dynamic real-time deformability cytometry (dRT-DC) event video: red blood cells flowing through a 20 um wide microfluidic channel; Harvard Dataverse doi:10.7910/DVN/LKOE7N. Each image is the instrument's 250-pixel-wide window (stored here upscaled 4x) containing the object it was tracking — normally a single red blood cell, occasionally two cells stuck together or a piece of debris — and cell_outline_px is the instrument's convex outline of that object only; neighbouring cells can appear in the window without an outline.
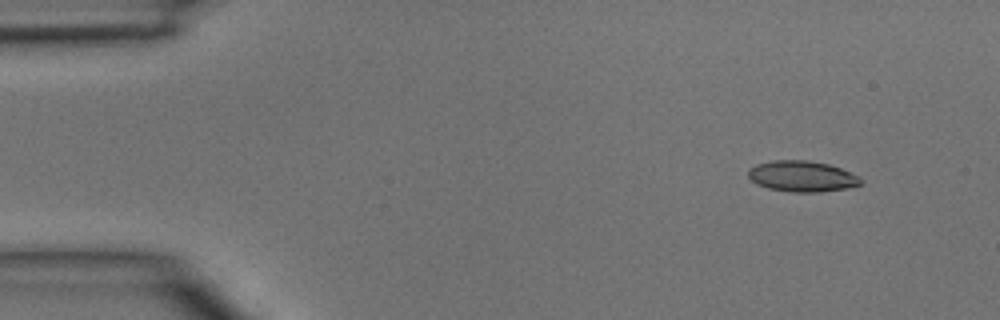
{"species": "common noctule bat (a hibernating species)", "species_latin": "Nyctalus noctula", "temperature_condition": "room temperature", "stored_images_in_passage": 2, "camera_frame_rate_fps": 3000, "um_per_image_px": 0.085, "animal": {"sex": "male", "body_mass_g": 15.6}, "frame": {"image": 1, "passage_image": 1, "time_ms": 0.0, "image_size_px": [1000, 320], "cell_outline_px": [[860, 184], [848, 188], [820, 192], [792, 192], [768, 188], [756, 184], [748, 176], [748, 168], [756, 164], [772, 160], [808, 160], [828, 164], [840, 168], [860, 176]], "centroid_in_image_um": [68.14, 14.98], "position_along_channel_um": 16.9, "area_um2": 20.29}}